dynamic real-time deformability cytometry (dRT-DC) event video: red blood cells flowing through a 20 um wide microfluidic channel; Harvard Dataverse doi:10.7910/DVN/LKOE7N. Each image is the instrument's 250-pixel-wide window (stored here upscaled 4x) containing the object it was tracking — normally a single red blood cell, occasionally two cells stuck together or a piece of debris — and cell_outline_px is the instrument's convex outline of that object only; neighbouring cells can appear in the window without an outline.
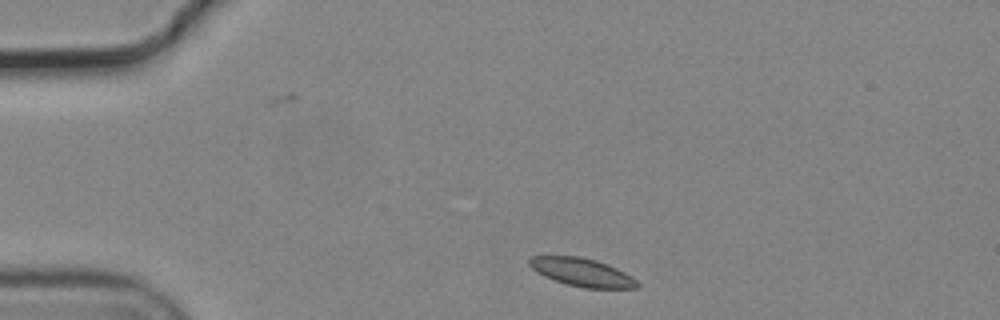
{"species": "common noctule bat (a hibernating species)", "species_latin": "Nyctalus noctula", "temperature_condition": "cold", "stored_images_in_passage": 5, "camera_frame_rate_fps": 3000, "um_per_image_px": 0.085, "animal": {"sex": "male", "body_mass_g": 19.2, "forearm_length_mm": 51.8}, "frame": {"image": 1, "passage_image": 1, "time_ms": 0.0, "image_size_px": [1000, 320], "cell_outline_px": [[640, 284], [636, 288], [584, 288], [568, 284], [544, 276], [536, 272], [528, 264], [528, 260], [532, 256], [548, 252], [580, 256], [596, 260], [608, 264], [632, 276]], "centroid_in_image_um": [49.38, 23.08], "position_along_channel_um": 35.6, "area_um2": 18.32}}
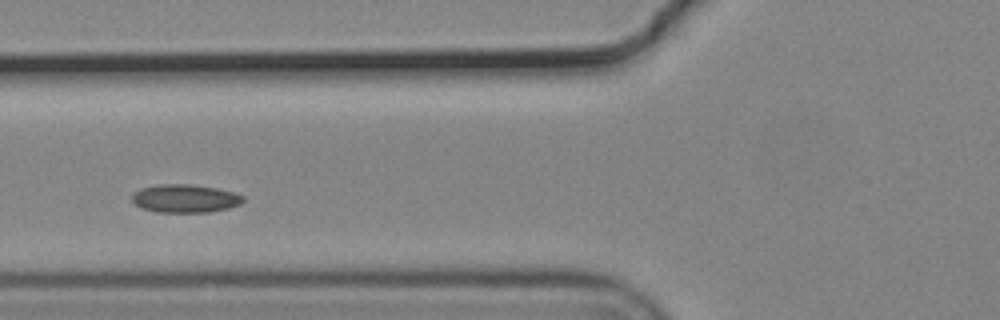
{"frame": {"image": 2, "passage_image": 4, "time_ms": 1.0, "image_size_px": [1000, 320], "cell_outline_px": [[244, 200], [240, 204], [228, 208], [208, 212], [156, 212], [140, 208], [132, 200], [132, 196], [140, 188], [160, 184], [192, 184], [216, 188], [232, 192], [244, 196]], "centroid_in_image_um": [15.72, 16.87], "position_along_channel_um": 110.1, "area_um2": 18.21}}
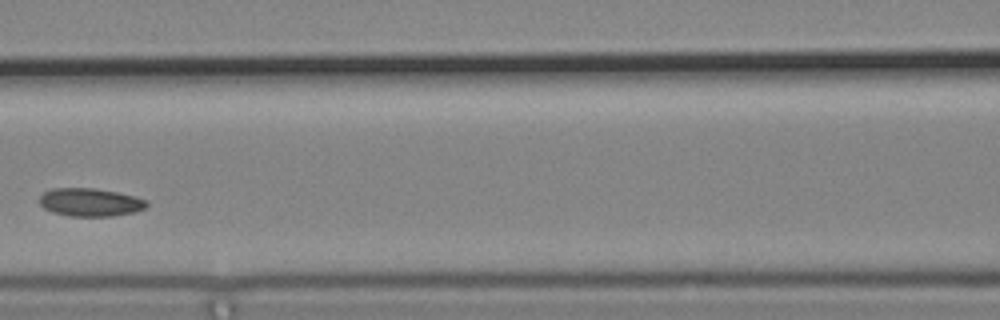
{"frame": {"image": 3, "passage_image": 5, "time_ms": 1.333, "image_size_px": [1000, 320], "cell_outline_px": [[148, 204], [144, 208], [136, 212], [112, 216], [68, 216], [52, 212], [44, 208], [40, 204], [40, 196], [44, 192], [52, 188], [96, 188], [136, 196], [148, 200]], "centroid_in_image_um": [7.68, 17.19], "position_along_channel_um": 158.9, "area_um2": 17.69}}